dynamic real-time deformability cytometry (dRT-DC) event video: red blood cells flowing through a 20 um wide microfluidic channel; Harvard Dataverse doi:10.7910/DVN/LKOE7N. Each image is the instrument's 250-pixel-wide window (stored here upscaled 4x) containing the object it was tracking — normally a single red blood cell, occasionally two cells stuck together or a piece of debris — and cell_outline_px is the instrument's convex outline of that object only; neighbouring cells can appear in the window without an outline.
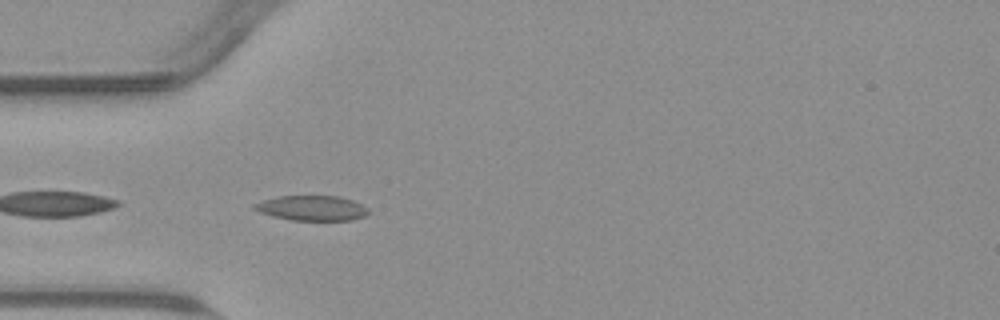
{"species": "common noctule bat (a hibernating species)", "species_latin": "Nyctalus noctula", "temperature_condition": "warm", "stored_images_in_passage": 40, "camera_frame_rate_fps": 3000, "um_per_image_px": 0.085, "animal": {"sex": "male", "body_mass_g": 23.1, "forearm_length_mm": 52.7}, "frame": {"image": 1, "passage_image": 2, "time_ms": 0.333, "image_size_px": [1000, 320], "cell_outline_px": [[368, 212], [364, 216], [352, 220], [292, 220], [272, 216], [260, 212], [252, 208], [252, 204], [276, 196], [340, 196], [352, 200], [368, 208]], "centroid_in_image_um": [26.48, 17.68], "position_along_channel_um": 58.5, "area_um2": 16.59}}
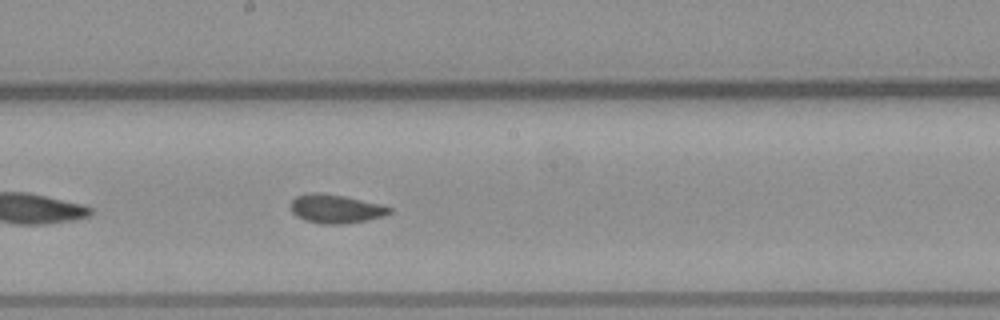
{"frame": {"image": 2, "passage_image": 15, "time_ms": 4.667, "image_size_px": [1000, 320], "cell_outline_px": [[392, 212], [368, 220], [344, 224], [324, 224], [304, 220], [296, 216], [292, 212], [288, 204], [296, 196], [308, 192], [320, 192], [344, 196], [384, 204], [392, 208]], "centroid_in_image_um": [28.51, 17.73], "position_along_channel_um": 219.7, "area_um2": 16.82}}
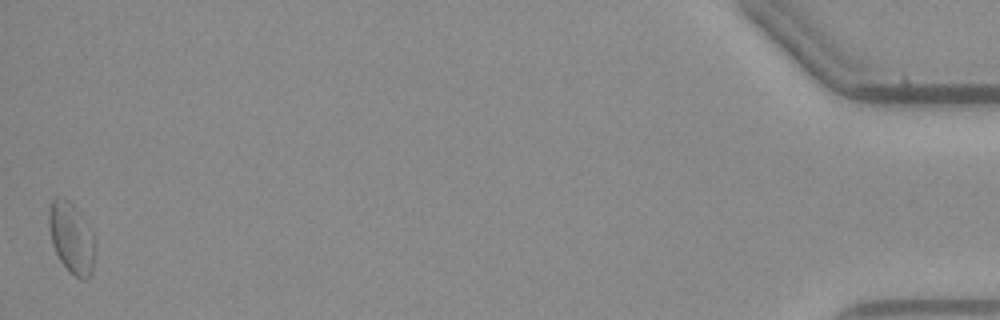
{"frame": {"image": 3, "passage_image": 40, "time_ms": 13.0, "image_size_px": [1000, 320], "cell_outline_px": [[96, 244], [92, 272], [84, 280], [80, 280], [60, 260], [52, 244], [48, 224], [48, 208], [52, 200], [56, 196], [64, 196], [80, 212], [92, 232]], "centroid_in_image_um": [6.07, 20.17], "position_along_channel_um": 429.1, "area_um2": 19.19}, "authors_computed_cell_mechanics": {"area_um2": 16.5308, "velocity_mm_per_s": 3.7609, "shape_relaxation_time_tau1_ms": 4.041, "shape_relaxation_time_tau2_ms": 1.4297, "deformation_change_tau1": 0.0972, "deformation_change_tau2": 0.0724}}